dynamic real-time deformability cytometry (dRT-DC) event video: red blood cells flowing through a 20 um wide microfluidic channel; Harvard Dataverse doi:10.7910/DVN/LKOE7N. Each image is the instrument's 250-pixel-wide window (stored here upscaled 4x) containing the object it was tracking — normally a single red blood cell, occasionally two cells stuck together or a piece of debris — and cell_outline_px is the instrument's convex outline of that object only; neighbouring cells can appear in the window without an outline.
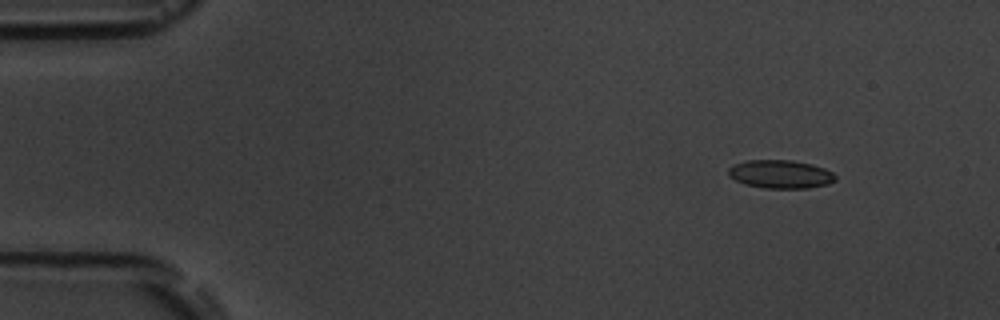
{"species": "common noctule bat (a hibernating species)", "species_latin": "Nyctalus noctula", "temperature_condition": "room temperature", "stored_images_in_passage": 6, "segment_of_instrument_passage": [2, 2], "camera_frame_rate_fps": 3000, "um_per_image_px": 0.085, "animal": {"sex": "male", "body_mass_g": 19.5, "forearm_length_mm": 54.6}, "frame": {"image": 1, "passage_image": 6, "time_ms": 6.667, "image_size_px": [1000, 320], "cell_outline_px": [[836, 180], [828, 184], [808, 188], [764, 188], [744, 184], [728, 176], [728, 168], [732, 164], [748, 160], [792, 160], [812, 164], [824, 168], [832, 172], [836, 176]], "centroid_in_image_um": [66.33, 14.8], "position_along_channel_um": 18.7, "area_um2": 17.8}}